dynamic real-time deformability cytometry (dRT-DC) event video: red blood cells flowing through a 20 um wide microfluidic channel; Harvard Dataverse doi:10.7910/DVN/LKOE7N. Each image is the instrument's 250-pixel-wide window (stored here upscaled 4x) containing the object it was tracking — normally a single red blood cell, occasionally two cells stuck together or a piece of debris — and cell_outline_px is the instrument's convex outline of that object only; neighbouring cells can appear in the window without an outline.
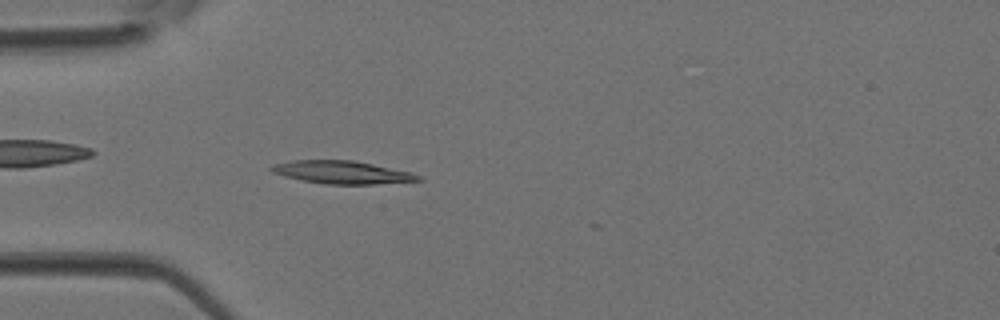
{"species": "Egyptian fruit bat (a non-hibernating species)", "species_latin": "Rousettus aegyptiacus", "temperature_condition": "room temperature", "stored_images_in_passage": 3, "camera_frame_rate_fps": 3000, "um_per_image_px": 0.085, "animal": {"sex": "female"}, "frame": {"image": 1, "passage_image": 3, "time_ms": 0.667, "image_size_px": [1000, 320], "cell_outline_px": [[424, 180], [372, 184], [324, 184], [300, 180], [284, 176], [272, 172], [268, 168], [272, 164], [292, 160], [352, 160], [412, 172], [420, 176]], "centroid_in_image_um": [29.03, 14.64], "position_along_channel_um": 56.0, "area_um2": 19.59}}